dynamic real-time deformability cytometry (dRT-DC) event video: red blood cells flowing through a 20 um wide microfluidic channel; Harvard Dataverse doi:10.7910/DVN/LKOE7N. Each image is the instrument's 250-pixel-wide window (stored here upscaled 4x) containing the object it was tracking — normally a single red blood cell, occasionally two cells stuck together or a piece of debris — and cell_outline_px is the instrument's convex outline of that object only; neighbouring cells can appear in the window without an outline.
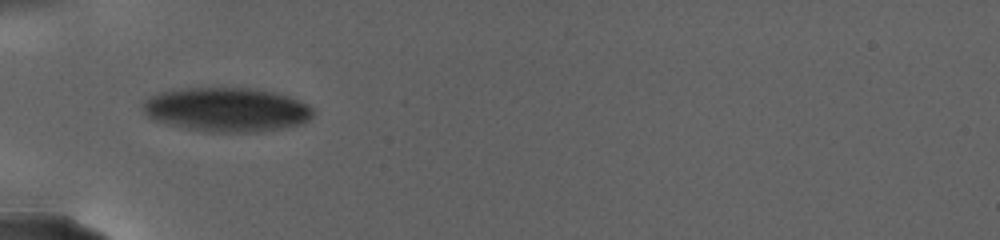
{"species": "human", "species_latin": "Homo sapiens", "temperature_condition": "warm", "stored_images_in_passage": 34, "camera_frame_rate_fps": 3000, "um_per_image_px": 0.085, "donor": {"sex": "female"}, "frame": {"image": 1, "passage_image": 1, "time_ms": 0.0, "image_size_px": [1000, 240], "cell_outline_px": [[316, 112], [304, 124], [288, 128], [260, 132], [204, 132], [164, 124], [148, 116], [144, 112], [144, 100], [152, 96], [164, 92], [188, 88], [248, 88], [272, 92], [288, 96], [312, 108]], "centroid_in_image_um": [19.31, 9.35], "position_along_channel_um": 65.7, "area_um2": 43.75}}
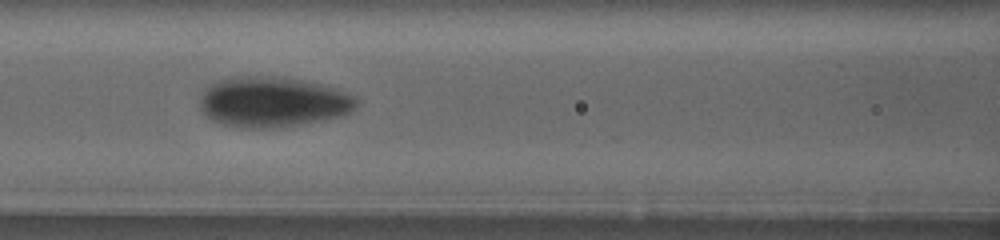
{"frame": {"image": 2, "passage_image": 20, "time_ms": 3.333, "image_size_px": [1000, 240], "cell_outline_px": [[356, 104], [348, 112], [340, 116], [324, 120], [300, 124], [272, 128], [236, 128], [212, 120], [200, 108], [200, 100], [204, 92], [212, 84], [220, 80], [232, 76], [284, 76], [324, 84], [356, 96]], "centroid_in_image_um": [23.19, 8.65], "position_along_channel_um": 143.4, "area_um2": 45.95}}
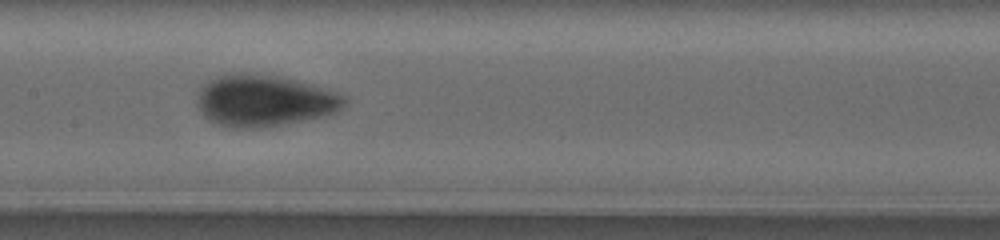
{"frame": {"image": 3, "passage_image": 31, "time_ms": 5.0, "image_size_px": [1000, 240], "cell_outline_px": [[348, 100], [336, 112], [320, 116], [280, 124], [256, 128], [232, 128], [216, 124], [204, 116], [200, 108], [200, 92], [204, 84], [208, 80], [216, 76], [232, 72], [240, 72], [276, 76], [296, 80], [344, 96]], "centroid_in_image_um": [22.41, 8.55], "position_along_channel_um": 185.0, "area_um2": 43.29}}